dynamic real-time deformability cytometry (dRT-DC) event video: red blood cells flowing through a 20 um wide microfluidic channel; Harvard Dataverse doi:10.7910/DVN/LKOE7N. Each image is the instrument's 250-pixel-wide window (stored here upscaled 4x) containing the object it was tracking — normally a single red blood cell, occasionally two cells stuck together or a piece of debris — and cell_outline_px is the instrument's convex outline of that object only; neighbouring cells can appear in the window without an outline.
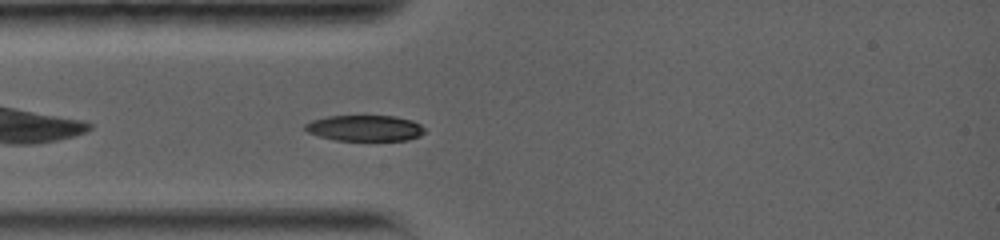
{"species": "common noctule bat (a hibernating species)", "species_latin": "Nyctalus noctula", "temperature_condition": "warm", "stored_images_in_passage": 25, "camera_frame_rate_fps": 5000, "um_per_image_px": 0.085, "animal": {"sex": "female", "body_mass_g": 19.0, "forearm_length_mm": 56.7}, "frame": {"image": 1, "passage_image": 2, "time_ms": 0.8, "image_size_px": [1000, 240], "cell_outline_px": [[424, 132], [420, 136], [408, 140], [336, 140], [320, 136], [308, 132], [304, 128], [304, 124], [312, 120], [328, 116], [396, 116], [412, 120], [420, 124], [424, 128]], "centroid_in_image_um": [31.03, 10.88], "position_along_channel_um": 54.0, "area_um2": 17.98}}
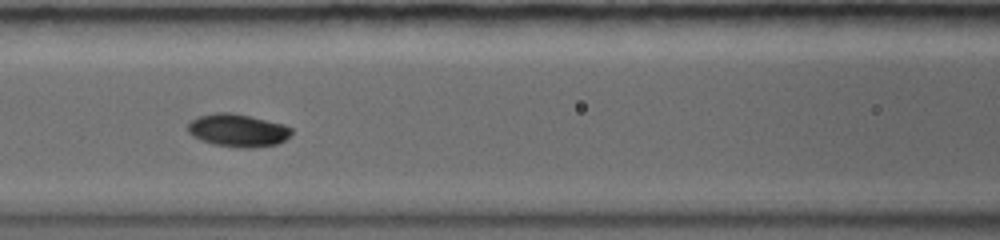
{"frame": {"image": 2, "passage_image": 6, "time_ms": 3.2, "image_size_px": [1000, 240], "cell_outline_px": [[292, 132], [284, 140], [276, 144], [252, 148], [244, 148], [212, 144], [200, 140], [192, 136], [188, 132], [188, 124], [192, 120], [200, 116], [216, 112], [232, 112], [284, 124], [292, 128]], "centroid_in_image_um": [20.2, 11.08], "position_along_channel_um": 146.4, "area_um2": 19.77}}
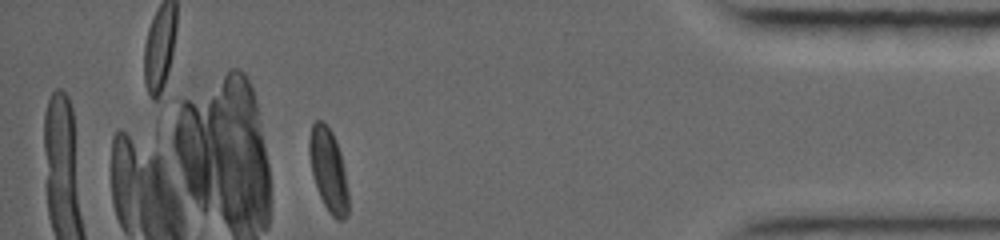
{"frame": {"image": 3, "passage_image": 25, "time_ms": 11.2, "image_size_px": [1000, 240], "cell_outline_px": [[348, 216], [344, 220], [336, 220], [328, 212], [320, 196], [312, 172], [308, 152], [308, 140], [312, 124], [316, 120], [320, 120], [332, 132], [336, 140], [340, 152], [348, 192]], "centroid_in_image_um": [27.91, 14.47], "position_along_channel_um": 407.3, "area_um2": 18.79}, "authors_computed_cell_mechanics": {"area_um2": 19.3052, "velocity_mm_per_s": 3.8268, "shape_relaxation_time_tau1_ms": 2.242, "shape_relaxation_time_tau2_ms": null, "deformation_change_tau1": 0.1525, "deformation_change_tau2": null}}